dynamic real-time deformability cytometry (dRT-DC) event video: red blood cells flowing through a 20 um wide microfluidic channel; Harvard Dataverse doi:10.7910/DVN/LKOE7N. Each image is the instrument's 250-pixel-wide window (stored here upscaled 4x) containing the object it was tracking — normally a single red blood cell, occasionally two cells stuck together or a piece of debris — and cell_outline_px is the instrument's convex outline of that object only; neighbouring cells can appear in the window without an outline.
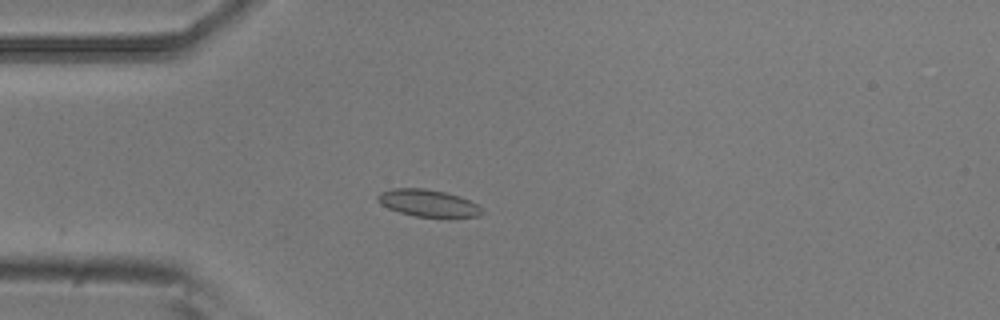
{"species": "common noctule bat (a hibernating species)", "species_latin": "Nyctalus noctula", "temperature_condition": "room temperature", "stored_images_in_passage": 3, "camera_frame_rate_fps": 3000, "um_per_image_px": 0.085, "animal": {"sex": "male", "body_mass_g": 20.5, "forearm_length_mm": 52.5}, "frame": {"image": 1, "passage_image": 2, "time_ms": 0.333, "image_size_px": [1000, 320], "cell_outline_px": [[484, 212], [480, 216], [448, 220], [416, 216], [400, 212], [388, 208], [380, 204], [376, 200], [376, 196], [380, 192], [392, 188], [424, 188], [444, 192], [460, 196], [476, 204]], "centroid_in_image_um": [36.42, 17.31], "position_along_channel_um": 48.6, "area_um2": 17.11}}